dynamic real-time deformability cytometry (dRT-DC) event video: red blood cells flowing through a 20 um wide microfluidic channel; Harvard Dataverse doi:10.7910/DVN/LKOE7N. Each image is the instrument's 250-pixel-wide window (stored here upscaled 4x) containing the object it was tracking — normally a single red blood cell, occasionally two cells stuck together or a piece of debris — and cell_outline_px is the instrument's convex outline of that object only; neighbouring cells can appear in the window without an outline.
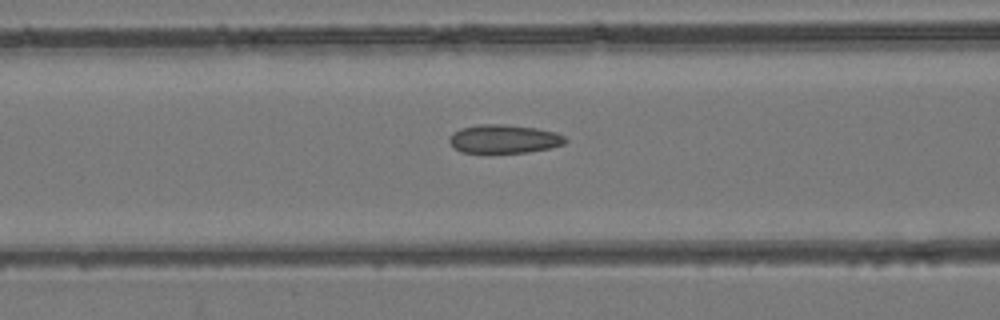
{"species": "common noctule bat (a hibernating species)", "species_latin": "Nyctalus noctula", "temperature_condition": "room temperature", "stored_images_in_passage": 38, "camera_frame_rate_fps": 3000, "um_per_image_px": 0.085, "animal": {"sex": "female", "body_mass_g": 24.6, "forearm_length_mm": 56.2}, "frame": {"image": 1, "passage_image": 12, "time_ms": 3.667, "image_size_px": [1000, 320], "cell_outline_px": [[568, 140], [564, 144], [548, 148], [528, 152], [460, 152], [452, 148], [448, 140], [448, 136], [452, 132], [460, 128], [480, 124], [504, 124], [536, 128], [556, 132], [564, 136]], "centroid_in_image_um": [42.79, 11.8], "position_along_channel_um": 123.8, "area_um2": 19.42}}
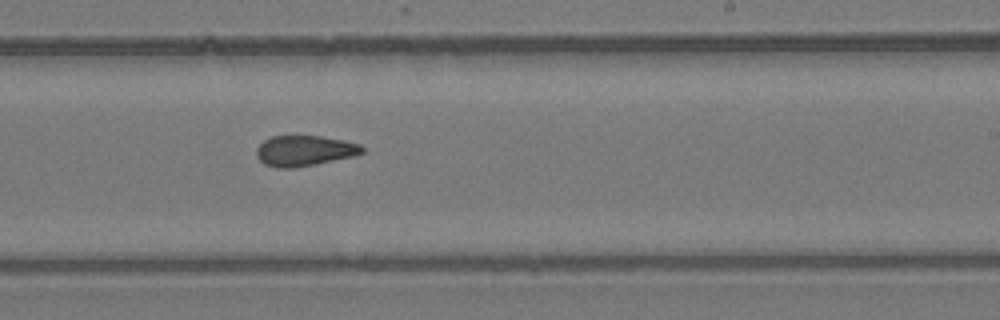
{"frame": {"image": 2, "passage_image": 22, "time_ms": 7.0, "image_size_px": [1000, 320], "cell_outline_px": [[364, 152], [356, 156], [316, 164], [292, 168], [276, 168], [264, 164], [256, 156], [256, 148], [264, 140], [272, 136], [320, 136], [344, 140], [360, 144], [364, 148]], "centroid_in_image_um": [25.89, 12.82], "position_along_channel_um": 263.1, "area_um2": 18.96}}
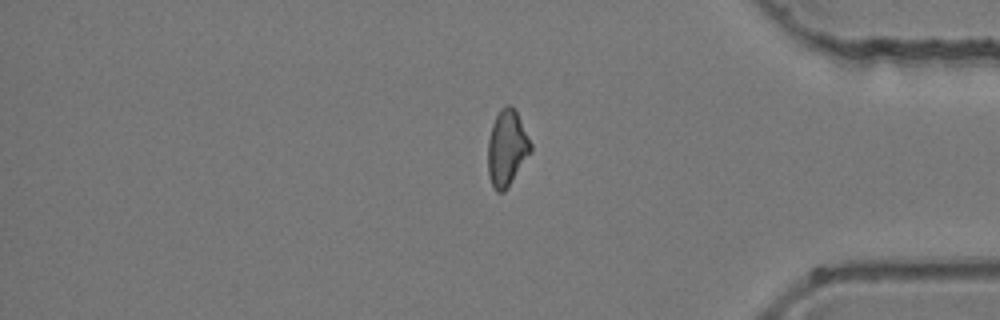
{"frame": {"image": 3, "passage_image": 33, "time_ms": 10.667, "image_size_px": [1000, 320], "cell_outline_px": [[532, 152], [504, 192], [496, 192], [488, 176], [488, 140], [492, 124], [500, 108], [504, 104], [508, 104], [516, 112], [532, 144]], "centroid_in_image_um": [43.08, 12.6], "position_along_channel_um": 392.1, "area_um2": 18.9}}